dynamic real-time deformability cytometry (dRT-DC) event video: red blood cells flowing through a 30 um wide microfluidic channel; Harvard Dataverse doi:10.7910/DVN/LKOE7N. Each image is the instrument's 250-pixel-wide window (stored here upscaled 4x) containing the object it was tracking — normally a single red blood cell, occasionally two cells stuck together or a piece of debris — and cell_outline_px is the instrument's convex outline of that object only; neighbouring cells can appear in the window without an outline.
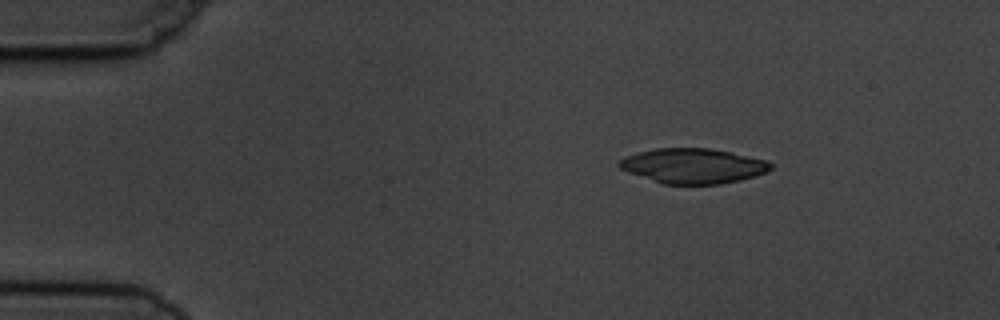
{"species": "common noctule bat (a hibernating species)", "species_latin": "Nyctalus noctula", "temperature_condition": "cold", "stored_images_in_passage": 3, "camera_frame_rate_fps": 3000, "um_per_image_px": 0.085, "animal": {"sex": "male", "body_mass_g": 19.5, "forearm_length_mm": 54.6}, "frame": {"image": 1, "passage_image": 1, "time_ms": 0.0, "image_size_px": [1000, 320], "cell_outline_px": [[772, 168], [768, 172], [756, 176], [740, 180], [720, 184], [664, 184], [628, 172], [620, 168], [616, 164], [624, 156], [636, 152], [656, 148], [712, 148], [732, 152], [768, 160], [772, 164]], "centroid_in_image_um": [58.93, 14.09], "position_along_channel_um": 26.1, "area_um2": 31.15}}